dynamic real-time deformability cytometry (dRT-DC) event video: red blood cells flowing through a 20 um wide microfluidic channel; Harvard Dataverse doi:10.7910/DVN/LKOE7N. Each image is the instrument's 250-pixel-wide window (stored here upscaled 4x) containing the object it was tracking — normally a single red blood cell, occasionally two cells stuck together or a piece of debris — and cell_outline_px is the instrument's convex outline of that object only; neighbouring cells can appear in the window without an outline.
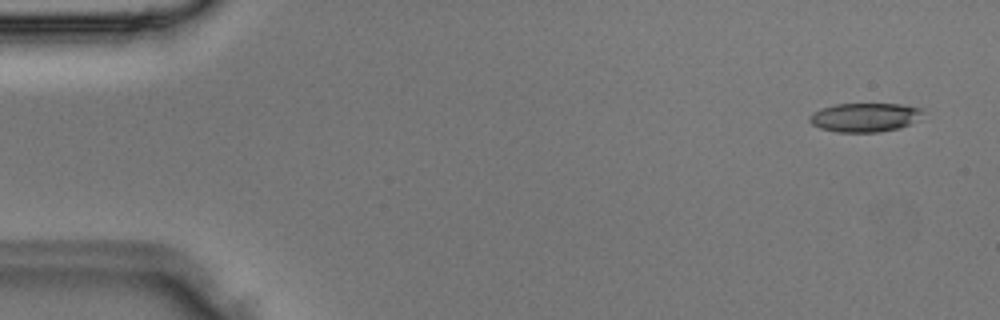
{"species": "Egyptian fruit bat (a non-hibernating species)", "species_latin": "Rousettus aegyptiacus", "temperature_condition": "room temperature", "stored_images_in_passage": 4, "camera_frame_rate_fps": 3000, "um_per_image_px": 0.085, "animal": {"sex": "male"}, "frame": {"image": 1, "passage_image": 4, "time_ms": 1.0, "image_size_px": [1000, 320], "cell_outline_px": [[924, 108], [908, 124], [900, 128], [880, 132], [836, 132], [820, 128], [812, 124], [808, 120], [808, 116], [812, 112], [820, 108], [836, 104], [900, 104]], "centroid_in_image_um": [73.4, 9.97], "position_along_channel_um": 11.6, "area_um2": 18.9}}